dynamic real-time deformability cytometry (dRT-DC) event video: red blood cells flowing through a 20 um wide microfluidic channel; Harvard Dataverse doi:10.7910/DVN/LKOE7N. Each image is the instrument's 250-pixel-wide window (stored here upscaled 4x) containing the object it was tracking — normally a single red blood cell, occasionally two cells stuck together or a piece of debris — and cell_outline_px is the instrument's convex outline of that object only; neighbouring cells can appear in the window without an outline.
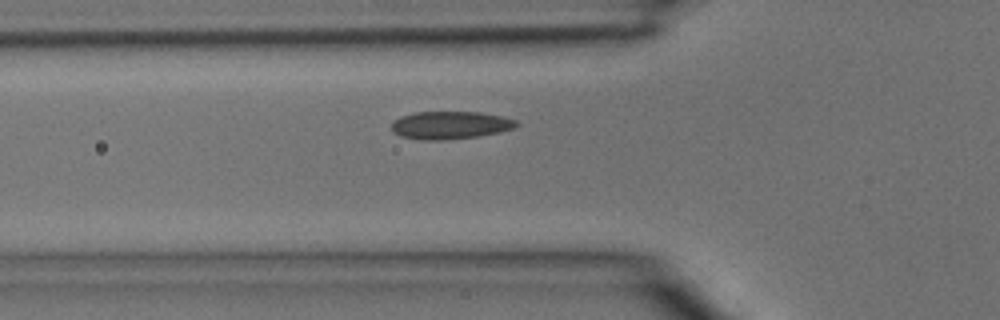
{"species": "common noctule bat (a hibernating species)", "species_latin": "Nyctalus noctula", "temperature_condition": "room temperature", "stored_images_in_passage": 2, "camera_frame_rate_fps": 3000, "um_per_image_px": 0.085, "animal": {"sex": "male", "body_mass_g": 15.6}, "frame": {"image": 1, "passage_image": 2, "time_ms": 0.333, "image_size_px": [1000, 320], "cell_outline_px": [[520, 124], [512, 128], [500, 132], [480, 136], [444, 140], [424, 140], [400, 136], [392, 132], [392, 120], [400, 116], [416, 112], [480, 112], [500, 116], [516, 120]], "centroid_in_image_um": [38.24, 10.64], "position_along_channel_um": 87.6, "area_um2": 20.29}}